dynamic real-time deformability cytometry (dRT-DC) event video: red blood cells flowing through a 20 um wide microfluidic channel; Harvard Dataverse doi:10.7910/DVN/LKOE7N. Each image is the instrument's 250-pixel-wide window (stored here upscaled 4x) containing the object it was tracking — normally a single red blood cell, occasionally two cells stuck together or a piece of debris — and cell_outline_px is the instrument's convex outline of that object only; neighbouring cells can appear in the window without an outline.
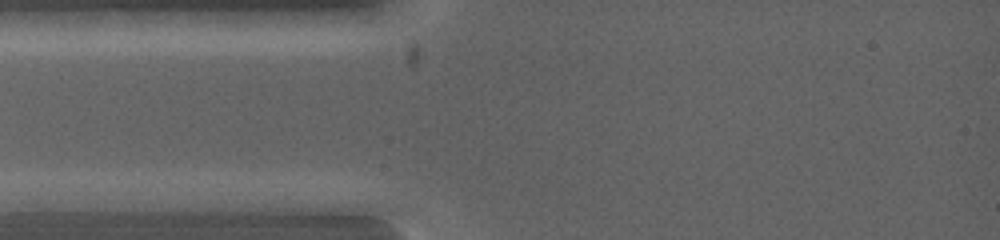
{"species": "common noctule bat (a hibernating species)", "species_latin": "Nyctalus noctula", "temperature_condition": "warm", "stored_images_in_passage": 2, "camera_frame_rate_fps": 5000, "um_per_image_px": 0.085, "animal": {"sex": "female", "body_mass_g": 19.0, "forearm_length_mm": 53.3}, "frame": {"image": 1, "passage_image": 1, "time_ms": 0.0, "image_size_px": [1000, 240], "cell_outline_px": [[124, 200], [96, 208], [44, 212], [28, 212], [16, 200], [24, 192], [96, 192]], "centroid_in_image_um": [5.42, 17.09], "position_along_channel_um": 79.6, "area_um2": 11.68}}